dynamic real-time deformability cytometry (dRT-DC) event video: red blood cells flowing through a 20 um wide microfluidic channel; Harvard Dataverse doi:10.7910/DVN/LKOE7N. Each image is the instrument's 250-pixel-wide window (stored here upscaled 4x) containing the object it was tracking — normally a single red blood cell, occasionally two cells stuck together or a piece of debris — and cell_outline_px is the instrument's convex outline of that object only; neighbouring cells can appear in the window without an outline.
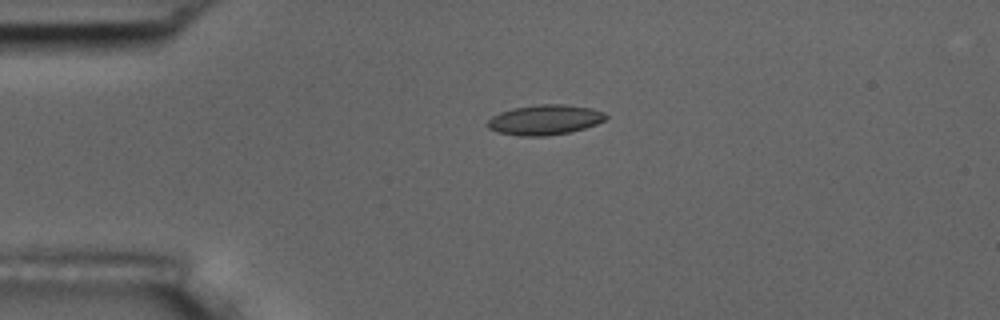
{"species": "common noctule bat (a hibernating species)", "species_latin": "Nyctalus noctula", "temperature_condition": "room temperature", "stored_images_in_passage": 3, "camera_frame_rate_fps": 3000, "um_per_image_px": 0.085, "animal": {"sex": "male", "body_mass_g": 17.5, "forearm_length_mm": 52.3}, "frame": {"image": 1, "passage_image": 1, "time_ms": 0.0, "image_size_px": [1000, 320], "cell_outline_px": [[608, 116], [604, 120], [596, 124], [584, 128], [568, 132], [548, 136], [520, 136], [496, 132], [488, 128], [488, 120], [492, 116], [500, 112], [512, 108], [540, 104], [564, 104], [592, 108], [604, 112]], "centroid_in_image_um": [46.3, 10.18], "position_along_channel_um": 38.7, "area_um2": 20.75}}